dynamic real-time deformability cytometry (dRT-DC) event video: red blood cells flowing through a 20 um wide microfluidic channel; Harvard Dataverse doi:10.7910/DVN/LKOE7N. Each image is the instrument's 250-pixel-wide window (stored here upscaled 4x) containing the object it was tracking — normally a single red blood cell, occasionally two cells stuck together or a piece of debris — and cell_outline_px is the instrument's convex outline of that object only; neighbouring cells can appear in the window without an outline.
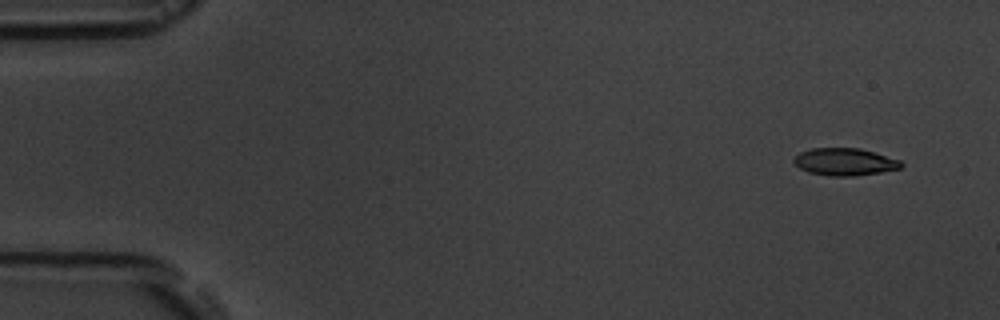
{"species": "common noctule bat (a hibernating species)", "species_latin": "Nyctalus noctula", "temperature_condition": "room temperature", "stored_images_in_passage": 4, "camera_frame_rate_fps": 3000, "um_per_image_px": 0.085, "animal": {"sex": "male", "body_mass_g": 19.5, "forearm_length_mm": 54.6}, "frame": {"image": 1, "passage_image": 1, "time_ms": 0.0, "image_size_px": [1000, 320], "cell_outline_px": [[904, 164], [900, 168], [880, 172], [856, 176], [828, 176], [808, 172], [800, 168], [792, 160], [800, 152], [812, 148], [860, 148], [900, 160]], "centroid_in_image_um": [71.8, 13.76], "position_along_channel_um": 13.2, "area_um2": 17.05}}
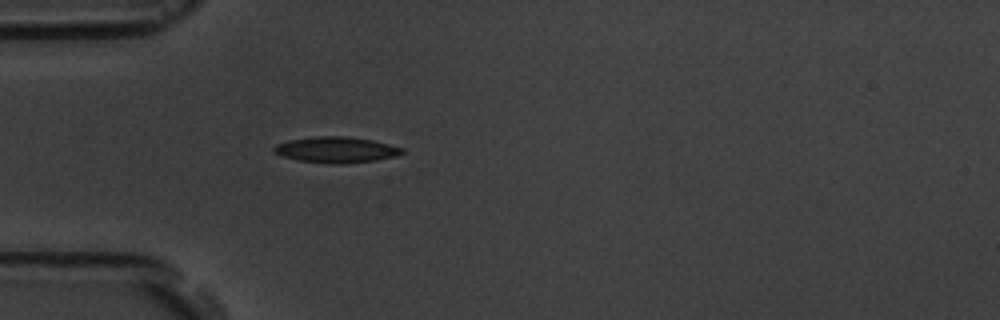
{"frame": {"image": 2, "passage_image": 4, "time_ms": 4.333, "image_size_px": [1000, 320], "cell_outline_px": [[404, 152], [396, 156], [376, 160], [340, 164], [336, 164], [300, 160], [284, 156], [272, 152], [272, 148], [276, 144], [288, 140], [316, 136], [344, 136], [372, 140], [404, 148]], "centroid_in_image_um": [28.57, 12.72], "position_along_channel_um": 56.4, "area_um2": 19.19}}